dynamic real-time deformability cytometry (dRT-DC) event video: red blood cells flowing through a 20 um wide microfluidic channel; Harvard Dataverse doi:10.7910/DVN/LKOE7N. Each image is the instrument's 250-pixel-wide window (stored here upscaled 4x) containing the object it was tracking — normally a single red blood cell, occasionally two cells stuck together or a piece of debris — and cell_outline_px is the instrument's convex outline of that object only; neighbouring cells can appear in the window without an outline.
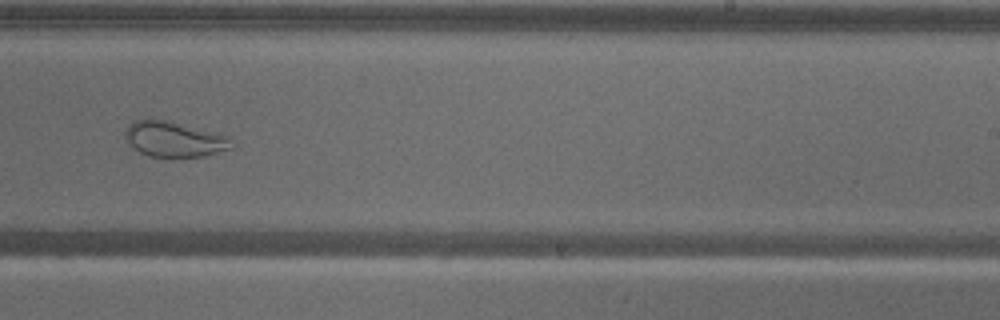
{"species": "common noctule bat (a hibernating species)", "species_latin": "Nyctalus noctula", "temperature_condition": "warm", "stored_images_in_passage": 49, "camera_frame_rate_fps": 3000, "um_per_image_px": 0.085, "animal": {"sex": "male", "body_mass_g": 18.8}, "frame": {"image": 1, "passage_image": 27, "time_ms": 8.667, "image_size_px": [1000, 320], "cell_outline_px": [[236, 144], [232, 148], [204, 156], [148, 156], [132, 148], [128, 144], [124, 136], [124, 132], [132, 120], [168, 120], [228, 136]], "centroid_in_image_um": [14.79, 11.83], "position_along_channel_um": 274.2, "area_um2": 21.85}}
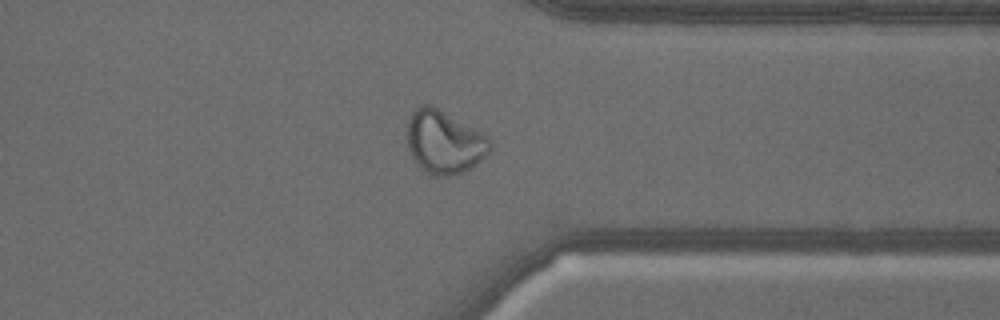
{"frame": {"image": 2, "passage_image": 36, "time_ms": 11.667, "image_size_px": [1000, 320], "cell_outline_px": [[492, 148], [476, 164], [464, 172], [452, 176], [436, 176], [420, 168], [412, 156], [408, 148], [408, 120], [412, 112], [420, 104], [432, 104], [480, 132], [492, 144]], "centroid_in_image_um": [37.73, 12.07], "position_along_channel_um": 373.7, "area_um2": 30.17}}
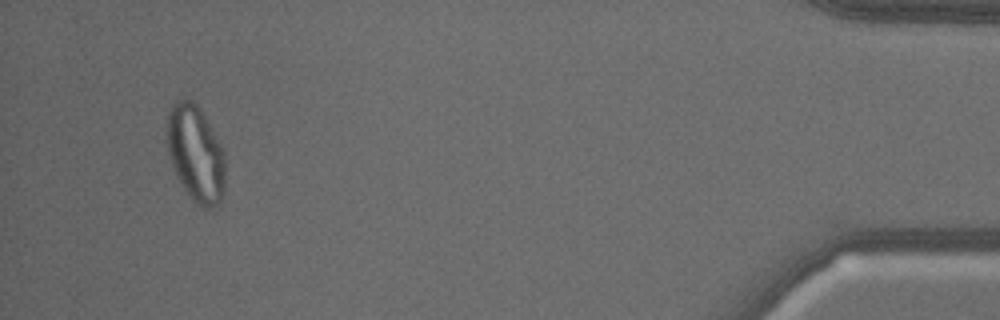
{"frame": {"image": 3, "passage_image": 46, "time_ms": 15.0, "image_size_px": [1000, 320], "cell_outline_px": [[224, 192], [220, 200], [216, 204], [208, 208], [200, 208], [188, 196], [176, 176], [164, 140], [164, 132], [168, 112], [172, 104], [180, 96], [192, 100], [200, 108], [224, 152]], "centroid_in_image_um": [16.56, 13.01], "position_along_channel_um": 418.6, "area_um2": 33.29}}